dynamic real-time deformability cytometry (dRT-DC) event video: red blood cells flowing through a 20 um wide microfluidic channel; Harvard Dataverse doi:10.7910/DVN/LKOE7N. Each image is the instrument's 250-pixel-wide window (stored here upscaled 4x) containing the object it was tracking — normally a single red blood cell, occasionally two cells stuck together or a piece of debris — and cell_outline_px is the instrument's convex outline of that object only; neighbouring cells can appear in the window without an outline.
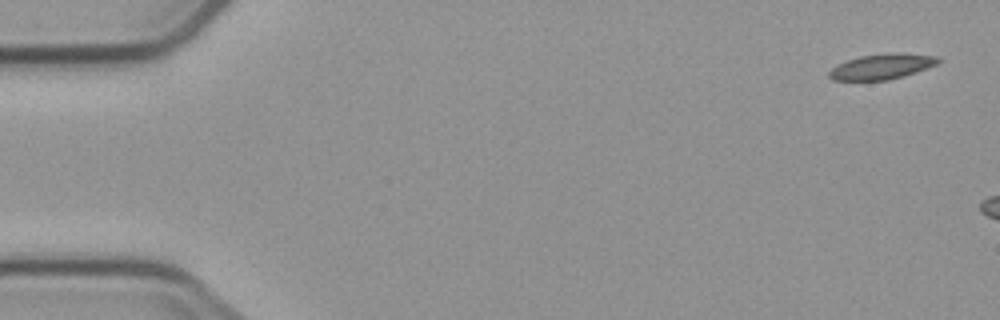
{"species": "common noctule bat (a hibernating species)", "species_latin": "Nyctalus noctula", "temperature_condition": "cold", "stored_images_in_passage": 3, "camera_frame_rate_fps": 3000, "um_per_image_px": 0.085, "animal": {"sex": "male", "body_mass_g": 23.1, "forearm_length_mm": 52.7}, "frame": {"image": 1, "passage_image": 1, "time_ms": 0.0, "image_size_px": [1000, 320], "cell_outline_px": [[940, 60], [936, 64], [916, 72], [888, 80], [832, 80], [828, 76], [828, 72], [836, 64], [860, 56], [900, 52], [936, 56]], "centroid_in_image_um": [74.92, 5.66], "position_along_channel_um": 10.1, "area_um2": 15.95}}